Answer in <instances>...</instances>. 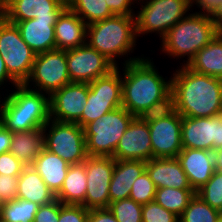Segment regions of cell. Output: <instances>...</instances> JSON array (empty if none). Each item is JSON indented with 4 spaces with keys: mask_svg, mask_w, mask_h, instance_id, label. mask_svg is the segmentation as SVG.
Segmentation results:
<instances>
[{
    "mask_svg": "<svg viewBox=\"0 0 222 222\" xmlns=\"http://www.w3.org/2000/svg\"><path fill=\"white\" fill-rule=\"evenodd\" d=\"M17 198L45 205L55 200V194L48 188L33 166H25L18 176Z\"/></svg>",
    "mask_w": 222,
    "mask_h": 222,
    "instance_id": "obj_25",
    "label": "cell"
},
{
    "mask_svg": "<svg viewBox=\"0 0 222 222\" xmlns=\"http://www.w3.org/2000/svg\"><path fill=\"white\" fill-rule=\"evenodd\" d=\"M87 190L85 163L69 165L67 175L60 191L55 195L63 204L84 206Z\"/></svg>",
    "mask_w": 222,
    "mask_h": 222,
    "instance_id": "obj_28",
    "label": "cell"
},
{
    "mask_svg": "<svg viewBox=\"0 0 222 222\" xmlns=\"http://www.w3.org/2000/svg\"><path fill=\"white\" fill-rule=\"evenodd\" d=\"M183 149L215 151L222 148V114L213 117H182Z\"/></svg>",
    "mask_w": 222,
    "mask_h": 222,
    "instance_id": "obj_14",
    "label": "cell"
},
{
    "mask_svg": "<svg viewBox=\"0 0 222 222\" xmlns=\"http://www.w3.org/2000/svg\"><path fill=\"white\" fill-rule=\"evenodd\" d=\"M191 70L222 80V32L186 64Z\"/></svg>",
    "mask_w": 222,
    "mask_h": 222,
    "instance_id": "obj_27",
    "label": "cell"
},
{
    "mask_svg": "<svg viewBox=\"0 0 222 222\" xmlns=\"http://www.w3.org/2000/svg\"><path fill=\"white\" fill-rule=\"evenodd\" d=\"M89 209L82 205L63 204L58 222H87Z\"/></svg>",
    "mask_w": 222,
    "mask_h": 222,
    "instance_id": "obj_38",
    "label": "cell"
},
{
    "mask_svg": "<svg viewBox=\"0 0 222 222\" xmlns=\"http://www.w3.org/2000/svg\"><path fill=\"white\" fill-rule=\"evenodd\" d=\"M196 194L212 208L222 213V173L215 171Z\"/></svg>",
    "mask_w": 222,
    "mask_h": 222,
    "instance_id": "obj_35",
    "label": "cell"
},
{
    "mask_svg": "<svg viewBox=\"0 0 222 222\" xmlns=\"http://www.w3.org/2000/svg\"><path fill=\"white\" fill-rule=\"evenodd\" d=\"M69 83L71 81L67 68L66 50L55 49L36 54L31 74L24 85L50 96Z\"/></svg>",
    "mask_w": 222,
    "mask_h": 222,
    "instance_id": "obj_11",
    "label": "cell"
},
{
    "mask_svg": "<svg viewBox=\"0 0 222 222\" xmlns=\"http://www.w3.org/2000/svg\"><path fill=\"white\" fill-rule=\"evenodd\" d=\"M176 112L175 96L171 91L166 97L154 102L138 116L147 124L158 121L162 118L173 115Z\"/></svg>",
    "mask_w": 222,
    "mask_h": 222,
    "instance_id": "obj_34",
    "label": "cell"
},
{
    "mask_svg": "<svg viewBox=\"0 0 222 222\" xmlns=\"http://www.w3.org/2000/svg\"><path fill=\"white\" fill-rule=\"evenodd\" d=\"M147 58V59H146ZM122 66V107L138 117L154 102L166 97L172 91L171 77L165 80L150 57H130ZM124 77V78H123Z\"/></svg>",
    "mask_w": 222,
    "mask_h": 222,
    "instance_id": "obj_2",
    "label": "cell"
},
{
    "mask_svg": "<svg viewBox=\"0 0 222 222\" xmlns=\"http://www.w3.org/2000/svg\"><path fill=\"white\" fill-rule=\"evenodd\" d=\"M112 157L117 160H143L145 162L152 159L148 124L135 117L120 138Z\"/></svg>",
    "mask_w": 222,
    "mask_h": 222,
    "instance_id": "obj_17",
    "label": "cell"
},
{
    "mask_svg": "<svg viewBox=\"0 0 222 222\" xmlns=\"http://www.w3.org/2000/svg\"><path fill=\"white\" fill-rule=\"evenodd\" d=\"M134 118L121 106L88 123L83 128L87 155L112 157L120 138Z\"/></svg>",
    "mask_w": 222,
    "mask_h": 222,
    "instance_id": "obj_6",
    "label": "cell"
},
{
    "mask_svg": "<svg viewBox=\"0 0 222 222\" xmlns=\"http://www.w3.org/2000/svg\"><path fill=\"white\" fill-rule=\"evenodd\" d=\"M156 186L145 170L132 184L129 198L139 204H147L154 201Z\"/></svg>",
    "mask_w": 222,
    "mask_h": 222,
    "instance_id": "obj_36",
    "label": "cell"
},
{
    "mask_svg": "<svg viewBox=\"0 0 222 222\" xmlns=\"http://www.w3.org/2000/svg\"><path fill=\"white\" fill-rule=\"evenodd\" d=\"M1 89V88H0ZM0 97H1V95H0ZM1 99V98H0ZM1 102H2V104H1ZM3 102H4V99L1 101L0 100V124H1V119H2V107H3Z\"/></svg>",
    "mask_w": 222,
    "mask_h": 222,
    "instance_id": "obj_50",
    "label": "cell"
},
{
    "mask_svg": "<svg viewBox=\"0 0 222 222\" xmlns=\"http://www.w3.org/2000/svg\"><path fill=\"white\" fill-rule=\"evenodd\" d=\"M222 0H194V4L198 6L201 11L210 12Z\"/></svg>",
    "mask_w": 222,
    "mask_h": 222,
    "instance_id": "obj_47",
    "label": "cell"
},
{
    "mask_svg": "<svg viewBox=\"0 0 222 222\" xmlns=\"http://www.w3.org/2000/svg\"><path fill=\"white\" fill-rule=\"evenodd\" d=\"M43 128L45 149L61 157L69 165L83 163L87 159L83 127L74 122L50 119Z\"/></svg>",
    "mask_w": 222,
    "mask_h": 222,
    "instance_id": "obj_8",
    "label": "cell"
},
{
    "mask_svg": "<svg viewBox=\"0 0 222 222\" xmlns=\"http://www.w3.org/2000/svg\"><path fill=\"white\" fill-rule=\"evenodd\" d=\"M118 67L89 83L87 103L81 118L76 122L79 126L84 128L88 123L122 106V80Z\"/></svg>",
    "mask_w": 222,
    "mask_h": 222,
    "instance_id": "obj_9",
    "label": "cell"
},
{
    "mask_svg": "<svg viewBox=\"0 0 222 222\" xmlns=\"http://www.w3.org/2000/svg\"><path fill=\"white\" fill-rule=\"evenodd\" d=\"M218 33L209 12L199 11L192 14L189 12L160 39L162 52L174 59L187 56V61H184L186 65Z\"/></svg>",
    "mask_w": 222,
    "mask_h": 222,
    "instance_id": "obj_3",
    "label": "cell"
},
{
    "mask_svg": "<svg viewBox=\"0 0 222 222\" xmlns=\"http://www.w3.org/2000/svg\"><path fill=\"white\" fill-rule=\"evenodd\" d=\"M62 202L58 199L38 207L34 222H58Z\"/></svg>",
    "mask_w": 222,
    "mask_h": 222,
    "instance_id": "obj_39",
    "label": "cell"
},
{
    "mask_svg": "<svg viewBox=\"0 0 222 222\" xmlns=\"http://www.w3.org/2000/svg\"><path fill=\"white\" fill-rule=\"evenodd\" d=\"M146 170L143 160H117L115 159L114 171L109 186L110 203L128 199L132 184Z\"/></svg>",
    "mask_w": 222,
    "mask_h": 222,
    "instance_id": "obj_23",
    "label": "cell"
},
{
    "mask_svg": "<svg viewBox=\"0 0 222 222\" xmlns=\"http://www.w3.org/2000/svg\"><path fill=\"white\" fill-rule=\"evenodd\" d=\"M84 163L87 175L84 207L89 210L108 208L110 203L109 186L115 159L110 156H88Z\"/></svg>",
    "mask_w": 222,
    "mask_h": 222,
    "instance_id": "obj_12",
    "label": "cell"
},
{
    "mask_svg": "<svg viewBox=\"0 0 222 222\" xmlns=\"http://www.w3.org/2000/svg\"><path fill=\"white\" fill-rule=\"evenodd\" d=\"M136 42L135 16L113 15L87 25L86 43L116 67L115 59L133 53Z\"/></svg>",
    "mask_w": 222,
    "mask_h": 222,
    "instance_id": "obj_5",
    "label": "cell"
},
{
    "mask_svg": "<svg viewBox=\"0 0 222 222\" xmlns=\"http://www.w3.org/2000/svg\"><path fill=\"white\" fill-rule=\"evenodd\" d=\"M180 68L171 76L176 111L193 118L222 114V80L195 72L183 63Z\"/></svg>",
    "mask_w": 222,
    "mask_h": 222,
    "instance_id": "obj_1",
    "label": "cell"
},
{
    "mask_svg": "<svg viewBox=\"0 0 222 222\" xmlns=\"http://www.w3.org/2000/svg\"><path fill=\"white\" fill-rule=\"evenodd\" d=\"M136 3H142L140 11L135 13L136 35L155 32L162 38L188 11L191 12L194 0H137Z\"/></svg>",
    "mask_w": 222,
    "mask_h": 222,
    "instance_id": "obj_7",
    "label": "cell"
},
{
    "mask_svg": "<svg viewBox=\"0 0 222 222\" xmlns=\"http://www.w3.org/2000/svg\"><path fill=\"white\" fill-rule=\"evenodd\" d=\"M215 171L222 173V148L213 151Z\"/></svg>",
    "mask_w": 222,
    "mask_h": 222,
    "instance_id": "obj_48",
    "label": "cell"
},
{
    "mask_svg": "<svg viewBox=\"0 0 222 222\" xmlns=\"http://www.w3.org/2000/svg\"><path fill=\"white\" fill-rule=\"evenodd\" d=\"M24 167L25 165L9 151L0 154V174L19 176Z\"/></svg>",
    "mask_w": 222,
    "mask_h": 222,
    "instance_id": "obj_41",
    "label": "cell"
},
{
    "mask_svg": "<svg viewBox=\"0 0 222 222\" xmlns=\"http://www.w3.org/2000/svg\"><path fill=\"white\" fill-rule=\"evenodd\" d=\"M176 158L195 192L206 184L215 172L213 151L182 149Z\"/></svg>",
    "mask_w": 222,
    "mask_h": 222,
    "instance_id": "obj_19",
    "label": "cell"
},
{
    "mask_svg": "<svg viewBox=\"0 0 222 222\" xmlns=\"http://www.w3.org/2000/svg\"><path fill=\"white\" fill-rule=\"evenodd\" d=\"M12 141V132L0 124V154L8 152Z\"/></svg>",
    "mask_w": 222,
    "mask_h": 222,
    "instance_id": "obj_44",
    "label": "cell"
},
{
    "mask_svg": "<svg viewBox=\"0 0 222 222\" xmlns=\"http://www.w3.org/2000/svg\"><path fill=\"white\" fill-rule=\"evenodd\" d=\"M13 87L16 90L4 98L1 124L10 132L44 127L50 120L48 94L27 88L24 84Z\"/></svg>",
    "mask_w": 222,
    "mask_h": 222,
    "instance_id": "obj_4",
    "label": "cell"
},
{
    "mask_svg": "<svg viewBox=\"0 0 222 222\" xmlns=\"http://www.w3.org/2000/svg\"><path fill=\"white\" fill-rule=\"evenodd\" d=\"M69 0H6L3 17L8 22L34 18H58Z\"/></svg>",
    "mask_w": 222,
    "mask_h": 222,
    "instance_id": "obj_18",
    "label": "cell"
},
{
    "mask_svg": "<svg viewBox=\"0 0 222 222\" xmlns=\"http://www.w3.org/2000/svg\"><path fill=\"white\" fill-rule=\"evenodd\" d=\"M38 207L32 201L16 198L1 204L0 218L5 222H34Z\"/></svg>",
    "mask_w": 222,
    "mask_h": 222,
    "instance_id": "obj_31",
    "label": "cell"
},
{
    "mask_svg": "<svg viewBox=\"0 0 222 222\" xmlns=\"http://www.w3.org/2000/svg\"><path fill=\"white\" fill-rule=\"evenodd\" d=\"M142 222H179V217L152 201L143 205Z\"/></svg>",
    "mask_w": 222,
    "mask_h": 222,
    "instance_id": "obj_37",
    "label": "cell"
},
{
    "mask_svg": "<svg viewBox=\"0 0 222 222\" xmlns=\"http://www.w3.org/2000/svg\"><path fill=\"white\" fill-rule=\"evenodd\" d=\"M89 83L71 82L49 96L50 119L76 123L88 98Z\"/></svg>",
    "mask_w": 222,
    "mask_h": 222,
    "instance_id": "obj_15",
    "label": "cell"
},
{
    "mask_svg": "<svg viewBox=\"0 0 222 222\" xmlns=\"http://www.w3.org/2000/svg\"><path fill=\"white\" fill-rule=\"evenodd\" d=\"M87 24L68 6L55 23L56 49L67 50L86 44Z\"/></svg>",
    "mask_w": 222,
    "mask_h": 222,
    "instance_id": "obj_22",
    "label": "cell"
},
{
    "mask_svg": "<svg viewBox=\"0 0 222 222\" xmlns=\"http://www.w3.org/2000/svg\"><path fill=\"white\" fill-rule=\"evenodd\" d=\"M57 18H34L10 22L19 29L23 41L36 53L56 49L55 23Z\"/></svg>",
    "mask_w": 222,
    "mask_h": 222,
    "instance_id": "obj_20",
    "label": "cell"
},
{
    "mask_svg": "<svg viewBox=\"0 0 222 222\" xmlns=\"http://www.w3.org/2000/svg\"><path fill=\"white\" fill-rule=\"evenodd\" d=\"M222 213L204 202L197 194L190 200L179 222H218Z\"/></svg>",
    "mask_w": 222,
    "mask_h": 222,
    "instance_id": "obj_32",
    "label": "cell"
},
{
    "mask_svg": "<svg viewBox=\"0 0 222 222\" xmlns=\"http://www.w3.org/2000/svg\"><path fill=\"white\" fill-rule=\"evenodd\" d=\"M32 166L48 188L56 195L63 185L69 164L53 152L43 148Z\"/></svg>",
    "mask_w": 222,
    "mask_h": 222,
    "instance_id": "obj_24",
    "label": "cell"
},
{
    "mask_svg": "<svg viewBox=\"0 0 222 222\" xmlns=\"http://www.w3.org/2000/svg\"><path fill=\"white\" fill-rule=\"evenodd\" d=\"M195 194L193 189L159 188L156 189L154 201L180 217Z\"/></svg>",
    "mask_w": 222,
    "mask_h": 222,
    "instance_id": "obj_29",
    "label": "cell"
},
{
    "mask_svg": "<svg viewBox=\"0 0 222 222\" xmlns=\"http://www.w3.org/2000/svg\"><path fill=\"white\" fill-rule=\"evenodd\" d=\"M44 148V128L12 132L9 152L25 166H32Z\"/></svg>",
    "mask_w": 222,
    "mask_h": 222,
    "instance_id": "obj_26",
    "label": "cell"
},
{
    "mask_svg": "<svg viewBox=\"0 0 222 222\" xmlns=\"http://www.w3.org/2000/svg\"><path fill=\"white\" fill-rule=\"evenodd\" d=\"M67 68L71 82L90 83L106 76L116 66L103 54L85 45L66 50Z\"/></svg>",
    "mask_w": 222,
    "mask_h": 222,
    "instance_id": "obj_13",
    "label": "cell"
},
{
    "mask_svg": "<svg viewBox=\"0 0 222 222\" xmlns=\"http://www.w3.org/2000/svg\"><path fill=\"white\" fill-rule=\"evenodd\" d=\"M7 82H11V84H13L14 86L18 85V83L7 72L5 62L0 54V87Z\"/></svg>",
    "mask_w": 222,
    "mask_h": 222,
    "instance_id": "obj_46",
    "label": "cell"
},
{
    "mask_svg": "<svg viewBox=\"0 0 222 222\" xmlns=\"http://www.w3.org/2000/svg\"><path fill=\"white\" fill-rule=\"evenodd\" d=\"M0 54L7 72L18 83L29 78L36 53L23 41L19 29L4 17L0 20Z\"/></svg>",
    "mask_w": 222,
    "mask_h": 222,
    "instance_id": "obj_10",
    "label": "cell"
},
{
    "mask_svg": "<svg viewBox=\"0 0 222 222\" xmlns=\"http://www.w3.org/2000/svg\"><path fill=\"white\" fill-rule=\"evenodd\" d=\"M3 18V14L0 12V20Z\"/></svg>",
    "mask_w": 222,
    "mask_h": 222,
    "instance_id": "obj_51",
    "label": "cell"
},
{
    "mask_svg": "<svg viewBox=\"0 0 222 222\" xmlns=\"http://www.w3.org/2000/svg\"><path fill=\"white\" fill-rule=\"evenodd\" d=\"M108 8L114 15L135 16L132 9L137 0H105ZM135 2V3H134Z\"/></svg>",
    "mask_w": 222,
    "mask_h": 222,
    "instance_id": "obj_42",
    "label": "cell"
},
{
    "mask_svg": "<svg viewBox=\"0 0 222 222\" xmlns=\"http://www.w3.org/2000/svg\"><path fill=\"white\" fill-rule=\"evenodd\" d=\"M182 115L177 111L168 117L148 124L152 158H176L183 149Z\"/></svg>",
    "mask_w": 222,
    "mask_h": 222,
    "instance_id": "obj_16",
    "label": "cell"
},
{
    "mask_svg": "<svg viewBox=\"0 0 222 222\" xmlns=\"http://www.w3.org/2000/svg\"><path fill=\"white\" fill-rule=\"evenodd\" d=\"M6 7V0H0V12L3 14Z\"/></svg>",
    "mask_w": 222,
    "mask_h": 222,
    "instance_id": "obj_49",
    "label": "cell"
},
{
    "mask_svg": "<svg viewBox=\"0 0 222 222\" xmlns=\"http://www.w3.org/2000/svg\"><path fill=\"white\" fill-rule=\"evenodd\" d=\"M67 6L87 25L114 15L105 0H69Z\"/></svg>",
    "mask_w": 222,
    "mask_h": 222,
    "instance_id": "obj_30",
    "label": "cell"
},
{
    "mask_svg": "<svg viewBox=\"0 0 222 222\" xmlns=\"http://www.w3.org/2000/svg\"><path fill=\"white\" fill-rule=\"evenodd\" d=\"M146 171L157 189H192L177 158H152L146 161Z\"/></svg>",
    "mask_w": 222,
    "mask_h": 222,
    "instance_id": "obj_21",
    "label": "cell"
},
{
    "mask_svg": "<svg viewBox=\"0 0 222 222\" xmlns=\"http://www.w3.org/2000/svg\"><path fill=\"white\" fill-rule=\"evenodd\" d=\"M18 176L0 174V203H6L17 198Z\"/></svg>",
    "mask_w": 222,
    "mask_h": 222,
    "instance_id": "obj_40",
    "label": "cell"
},
{
    "mask_svg": "<svg viewBox=\"0 0 222 222\" xmlns=\"http://www.w3.org/2000/svg\"><path fill=\"white\" fill-rule=\"evenodd\" d=\"M142 208V204L130 198L111 202L108 206L118 222H142Z\"/></svg>",
    "mask_w": 222,
    "mask_h": 222,
    "instance_id": "obj_33",
    "label": "cell"
},
{
    "mask_svg": "<svg viewBox=\"0 0 222 222\" xmlns=\"http://www.w3.org/2000/svg\"><path fill=\"white\" fill-rule=\"evenodd\" d=\"M212 20L219 32H222V1L210 12Z\"/></svg>",
    "mask_w": 222,
    "mask_h": 222,
    "instance_id": "obj_45",
    "label": "cell"
},
{
    "mask_svg": "<svg viewBox=\"0 0 222 222\" xmlns=\"http://www.w3.org/2000/svg\"><path fill=\"white\" fill-rule=\"evenodd\" d=\"M87 222H118L108 208L90 209Z\"/></svg>",
    "mask_w": 222,
    "mask_h": 222,
    "instance_id": "obj_43",
    "label": "cell"
}]
</instances>
